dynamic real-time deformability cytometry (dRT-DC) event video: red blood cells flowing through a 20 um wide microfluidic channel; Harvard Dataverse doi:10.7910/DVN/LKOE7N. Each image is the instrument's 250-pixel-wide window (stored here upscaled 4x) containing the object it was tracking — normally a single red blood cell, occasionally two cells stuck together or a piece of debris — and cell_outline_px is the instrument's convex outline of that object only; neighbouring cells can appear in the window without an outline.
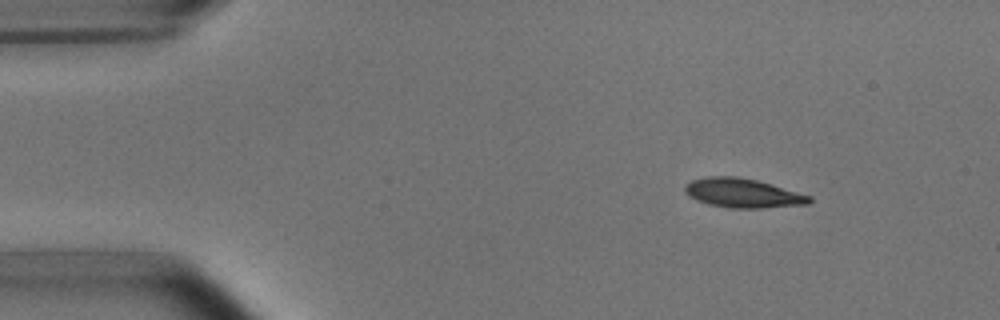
{"species": "common noctule bat (a hibernating species)", "species_latin": "Nyctalus noctula", "temperature_condition": "room temperature", "stored_images_in_passage": 4, "camera_frame_rate_fps": 3000, "um_per_image_px": 0.085, "animal": {"sex": "male", "body_mass_g": 15.6}, "frame": {"image": 1, "passage_image": 1, "time_ms": 0.0, "image_size_px": [1000, 320], "cell_outline_px": [[812, 200], [808, 204], [760, 208], [728, 208], [708, 204], [696, 200], [688, 196], [684, 192], [684, 184], [692, 180], [708, 176], [736, 176], [756, 180], [812, 196]], "centroid_in_image_um": [63.09, 16.41], "position_along_channel_um": 21.9, "area_um2": 21.21}}
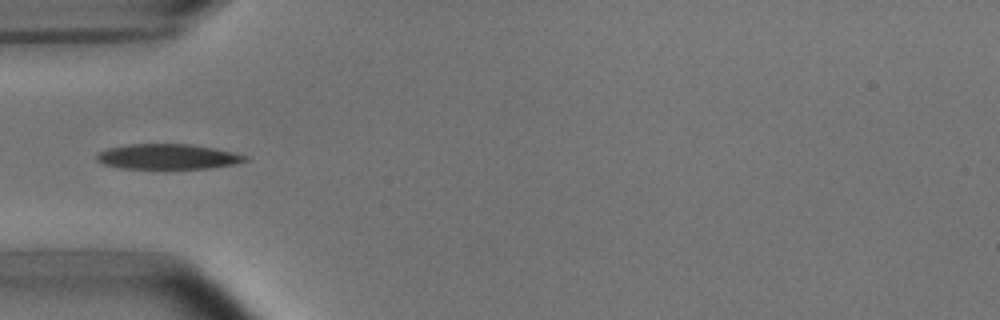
{"frame": {"image": 2, "passage_image": 4, "time_ms": 3.333, "image_size_px": [1000, 320], "cell_outline_px": [[248, 160], [232, 164], [208, 168], [116, 168], [104, 164], [96, 160], [96, 156], [100, 152], [108, 148], [128, 144], [192, 144], [212, 148], [248, 156]], "centroid_in_image_um": [14.21, 13.31], "position_along_channel_um": 70.8, "area_um2": 21.5}}